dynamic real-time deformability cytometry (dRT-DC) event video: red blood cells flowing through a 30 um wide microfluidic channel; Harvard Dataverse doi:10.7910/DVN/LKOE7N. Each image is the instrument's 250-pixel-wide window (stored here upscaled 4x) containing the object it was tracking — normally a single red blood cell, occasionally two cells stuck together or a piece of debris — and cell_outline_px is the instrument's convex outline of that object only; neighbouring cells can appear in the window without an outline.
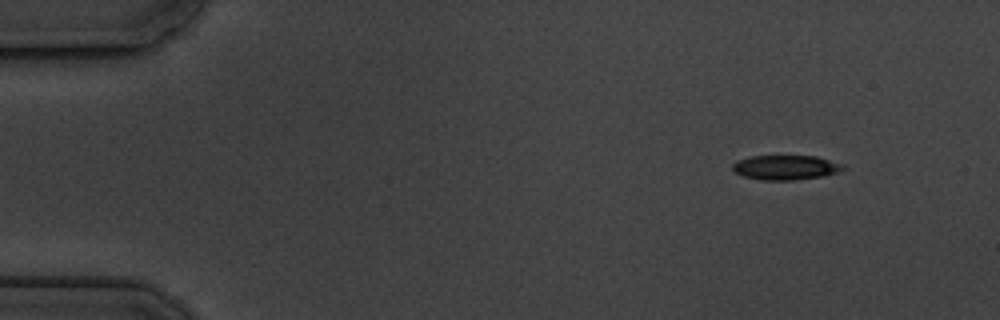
{"species": "common noctule bat (a hibernating species)", "species_latin": "Nyctalus noctula", "temperature_condition": "cold", "stored_images_in_passage": 6, "camera_frame_rate_fps": 3000, "um_per_image_px": 0.085, "animal": {"sex": "male", "body_mass_g": 19.5, "forearm_length_mm": 54.6}, "frame": {"image": 1, "passage_image": 1, "time_ms": 0.0, "image_size_px": [1000, 320], "cell_outline_px": [[848, 168], [824, 176], [792, 180], [760, 180], [744, 176], [736, 172], [732, 168], [732, 164], [736, 160], [748, 156], [816, 156], [844, 164]], "centroid_in_image_um": [66.79, 14.23], "position_along_channel_um": 18.2, "area_um2": 15.95}}
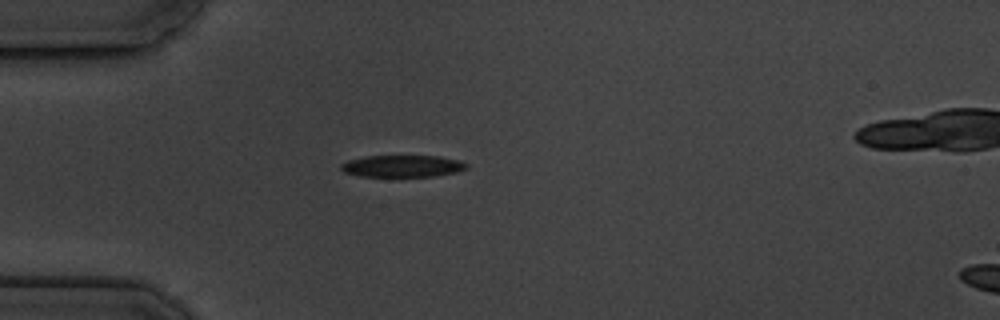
{"frame": {"image": 2, "passage_image": 3, "time_ms": 3.333, "image_size_px": [1000, 320], "cell_outline_px": [[468, 168], [456, 172], [432, 176], [360, 176], [344, 172], [340, 168], [340, 164], [348, 160], [364, 156], [440, 156], [460, 160], [468, 164]], "centroid_in_image_um": [34.21, 14.11], "position_along_channel_um": 50.8, "area_um2": 16.01}}
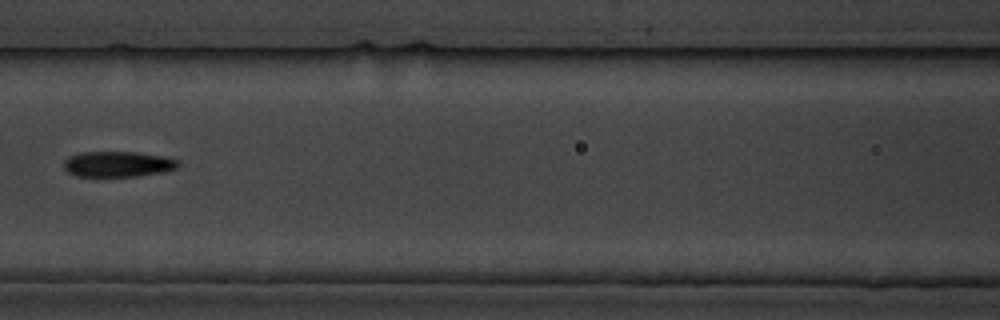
{"frame": {"image": 3, "passage_image": 6, "time_ms": 6.667, "image_size_px": [1000, 320], "cell_outline_px": [[180, 164], [176, 168], [160, 172], [136, 176], [76, 176], [68, 172], [64, 168], [64, 160], [68, 156], [80, 152], [136, 152], [164, 156], [176, 160]], "centroid_in_image_um": [9.97, 13.94], "position_along_channel_um": 156.6, "area_um2": 16.94}}